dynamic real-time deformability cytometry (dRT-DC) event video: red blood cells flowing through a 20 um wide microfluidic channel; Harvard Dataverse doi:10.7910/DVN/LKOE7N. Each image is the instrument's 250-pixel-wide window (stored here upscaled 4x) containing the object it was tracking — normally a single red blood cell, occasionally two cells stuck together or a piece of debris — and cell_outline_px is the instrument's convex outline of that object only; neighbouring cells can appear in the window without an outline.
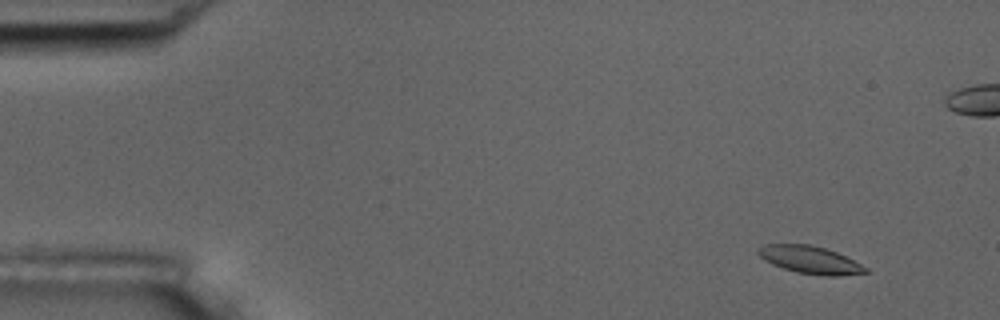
{"species": "common noctule bat (a hibernating species)", "species_latin": "Nyctalus noctula", "temperature_condition": "room temperature", "stored_images_in_passage": 9, "camera_frame_rate_fps": 3000, "um_per_image_px": 0.085, "animal": {"sex": "male", "body_mass_g": 17.5, "forearm_length_mm": 52.3}, "frame": {"image": 1, "passage_image": 2, "time_ms": 1.0, "image_size_px": [1000, 320], "cell_outline_px": [[868, 272], [840, 276], [824, 276], [796, 272], [772, 264], [764, 260], [756, 252], [756, 248], [764, 244], [808, 244], [824, 248], [836, 252], [868, 268]], "centroid_in_image_um": [68.82, 22.08], "position_along_channel_um": 16.2, "area_um2": 17.17}}
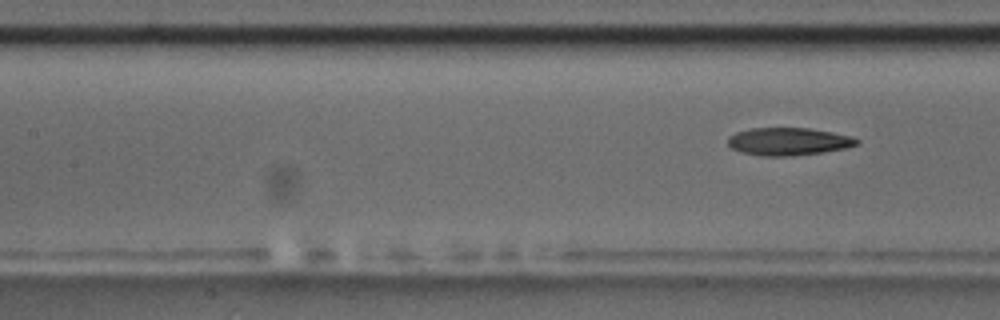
{"frame": {"image": 2, "passage_image": 9, "time_ms": 10.0, "image_size_px": [1000, 320], "cell_outline_px": [[860, 144], [844, 148], [824, 152], [792, 156], [760, 156], [740, 152], [732, 148], [728, 144], [728, 136], [736, 132], [752, 128], [808, 128], [832, 132], [852, 136], [860, 140]], "centroid_in_image_um": [67.02, 12.03], "position_along_channel_um": 140.4, "area_um2": 20.92}}